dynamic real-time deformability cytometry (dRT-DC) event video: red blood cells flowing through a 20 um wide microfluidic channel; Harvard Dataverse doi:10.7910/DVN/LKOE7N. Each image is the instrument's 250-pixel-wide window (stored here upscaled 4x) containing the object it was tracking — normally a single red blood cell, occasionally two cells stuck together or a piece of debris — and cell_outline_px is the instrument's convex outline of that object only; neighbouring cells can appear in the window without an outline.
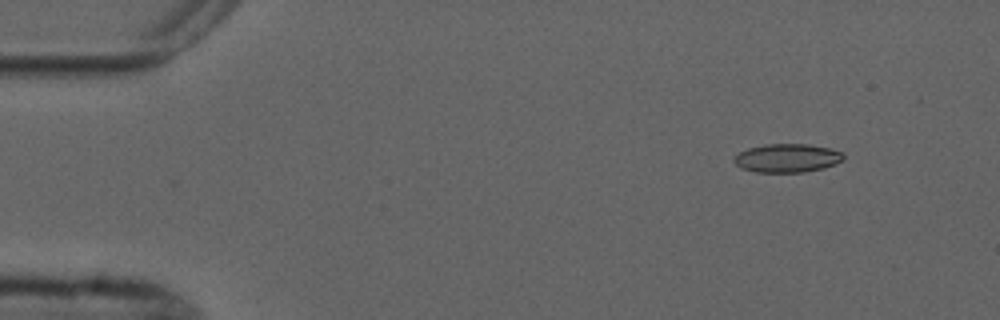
{"species": "common noctule bat (a hibernating species)", "species_latin": "Nyctalus noctula", "temperature_condition": "cold", "stored_images_in_passage": 6, "segment_of_instrument_passage": [2, 2], "camera_frame_rate_fps": 3000, "um_per_image_px": 0.085, "animal": {"sex": "male", "forearm_length_mm": 52.5}, "frame": {"image": 1, "passage_image": 6, "time_ms": 6.0, "image_size_px": [1000, 320], "cell_outline_px": [[844, 160], [836, 164], [824, 168], [804, 172], [756, 172], [740, 168], [732, 160], [740, 152], [748, 148], [764, 144], [808, 144], [828, 148], [844, 152]], "centroid_in_image_um": [66.93, 13.44], "position_along_channel_um": 18.1, "area_um2": 18.32}}